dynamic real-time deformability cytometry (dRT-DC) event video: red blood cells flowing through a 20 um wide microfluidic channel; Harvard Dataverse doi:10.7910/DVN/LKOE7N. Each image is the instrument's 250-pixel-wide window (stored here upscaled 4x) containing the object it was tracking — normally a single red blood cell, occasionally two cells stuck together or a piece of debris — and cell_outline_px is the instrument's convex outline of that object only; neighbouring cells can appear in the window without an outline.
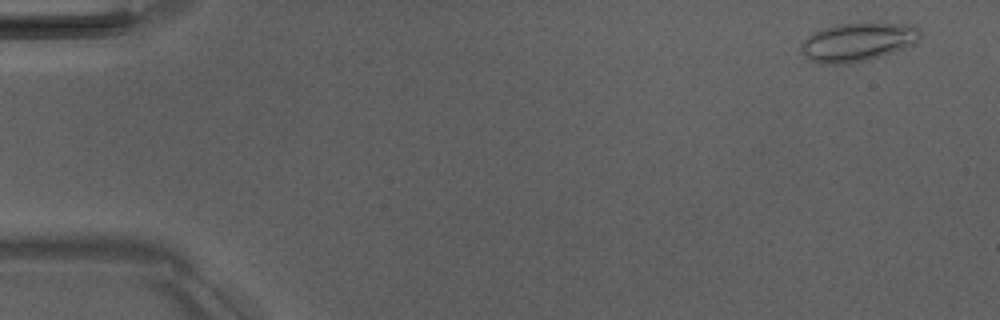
{"species": "Egyptian fruit bat (a non-hibernating species)", "species_latin": "Rousettus aegyptiacus", "temperature_condition": "room temperature", "stored_images_in_passage": 8, "camera_frame_rate_fps": 3000, "um_per_image_px": 0.085, "animal": {"sex": "male"}, "frame": {"image": 1, "passage_image": 1, "time_ms": 0.0, "image_size_px": [1000, 320], "cell_outline_px": [[920, 36], [916, 44], [868, 60], [848, 64], [820, 64], [808, 60], [800, 52], [800, 48], [804, 40], [808, 36], [824, 28], [836, 24], [916, 24], [920, 28]], "centroid_in_image_um": [72.9, 3.59], "position_along_channel_um": 12.1, "area_um2": 26.76}}
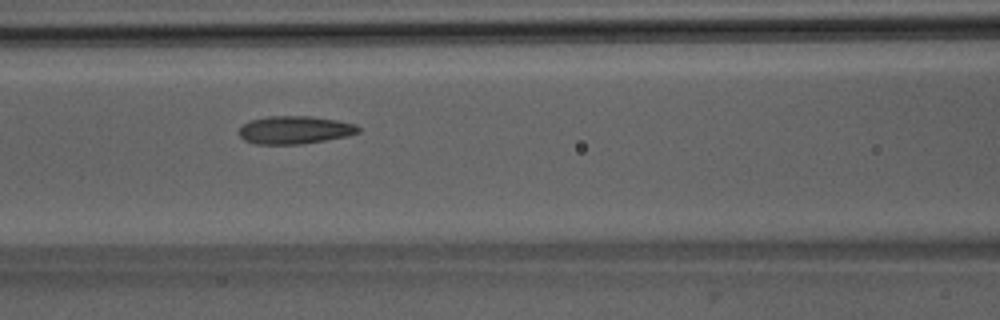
{"frame": {"image": 2, "passage_image": 6, "time_ms": 6.667, "image_size_px": [1000, 320], "cell_outline_px": [[360, 132], [348, 136], [300, 144], [256, 144], [244, 140], [240, 136], [240, 128], [244, 124], [252, 120], [268, 116], [312, 116], [336, 120], [356, 124], [360, 128]], "centroid_in_image_um": [25.08, 11.04], "position_along_channel_um": 141.5, "area_um2": 19.31}}